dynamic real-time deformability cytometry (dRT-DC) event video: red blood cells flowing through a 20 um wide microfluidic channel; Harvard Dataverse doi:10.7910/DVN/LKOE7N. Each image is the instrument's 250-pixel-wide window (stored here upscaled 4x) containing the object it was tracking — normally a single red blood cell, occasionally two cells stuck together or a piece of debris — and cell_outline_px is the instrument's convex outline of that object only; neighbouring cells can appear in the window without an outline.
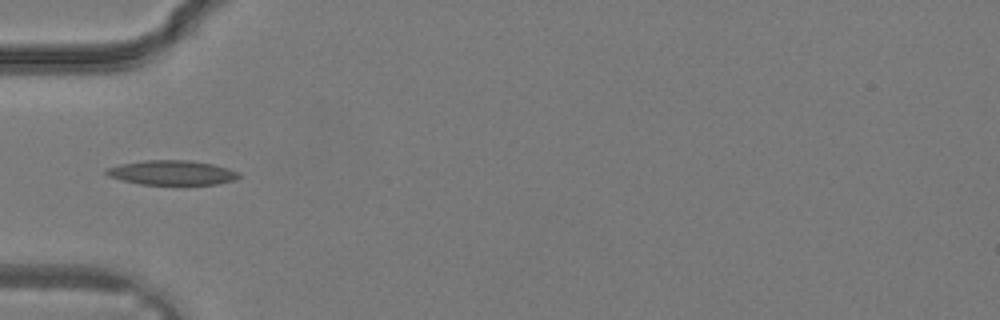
{"species": "common noctule bat (a hibernating species)", "species_latin": "Nyctalus noctula", "temperature_condition": "warm", "stored_images_in_passage": 23, "camera_frame_rate_fps": 3000, "um_per_image_px": 0.085, "animal": {"sex": "male", "body_mass_g": 19.2, "forearm_length_mm": 51.8}, "frame": {"image": 1, "passage_image": 1, "time_ms": 0.0, "image_size_px": [1000, 320], "cell_outline_px": [[240, 176], [236, 180], [216, 184], [140, 184], [108, 176], [104, 172], [104, 168], [120, 164], [144, 160], [192, 160], [212, 164], [228, 168], [240, 172]], "centroid_in_image_um": [14.62, 14.66], "position_along_channel_um": 70.4, "area_um2": 19.02}}
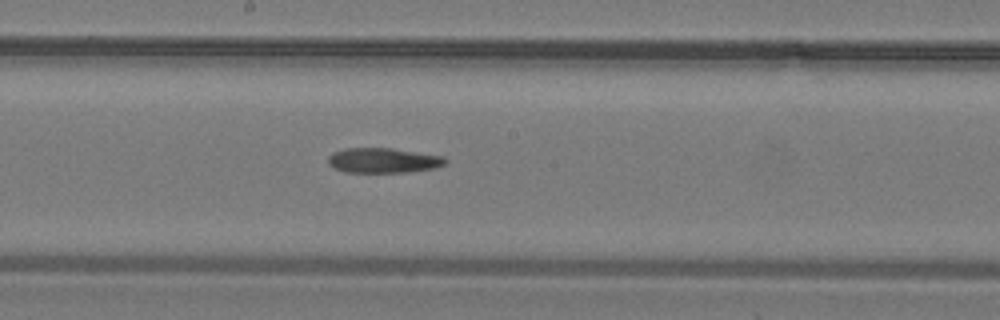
{"frame": {"image": 2, "passage_image": 8, "time_ms": 2.333, "image_size_px": [1000, 320], "cell_outline_px": [[448, 164], [436, 168], [408, 172], [344, 172], [332, 168], [328, 164], [328, 156], [332, 152], [344, 148], [392, 148], [444, 156], [448, 160]], "centroid_in_image_um": [32.59, 13.63], "position_along_channel_um": 215.6, "area_um2": 17.4}}
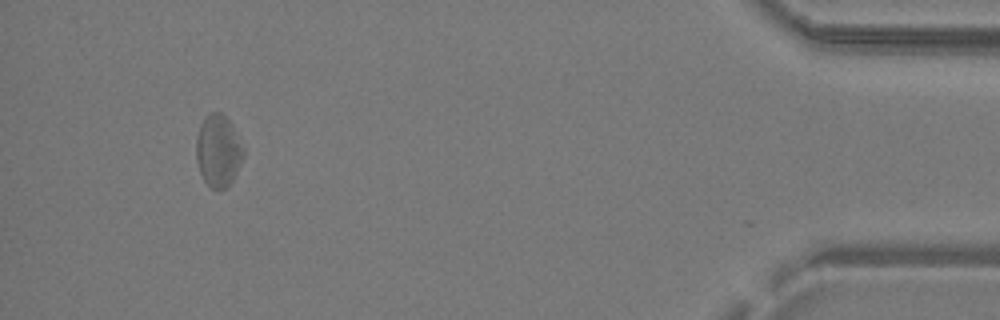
{"frame": {"image": 3, "passage_image": 21, "time_ms": 6.667, "image_size_px": [1000, 320], "cell_outline_px": [[244, 156], [232, 180], [224, 188], [212, 188], [204, 180], [200, 172], [196, 160], [196, 136], [200, 124], [204, 116], [208, 112], [220, 112], [232, 124], [244, 148]], "centroid_in_image_um": [18.53, 12.77], "position_along_channel_um": 416.7, "area_um2": 19.77}}